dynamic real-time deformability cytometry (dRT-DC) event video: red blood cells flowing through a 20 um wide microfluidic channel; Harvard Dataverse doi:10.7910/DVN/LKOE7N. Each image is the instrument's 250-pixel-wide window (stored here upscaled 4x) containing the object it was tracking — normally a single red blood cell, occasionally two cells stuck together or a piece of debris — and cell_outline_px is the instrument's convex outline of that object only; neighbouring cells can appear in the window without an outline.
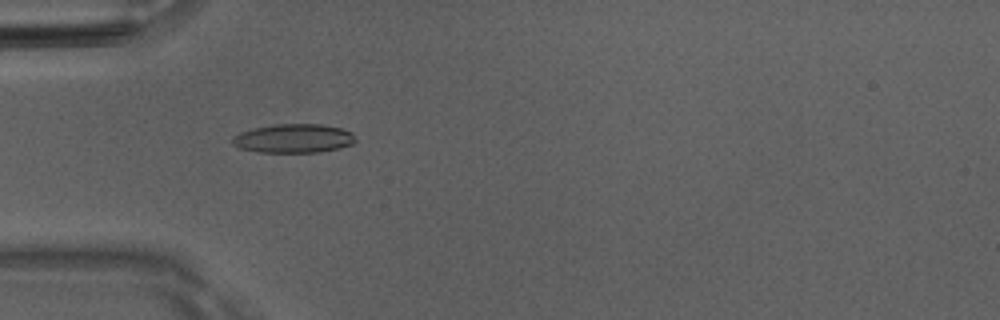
{"species": "Egyptian fruit bat (a non-hibernating species)", "species_latin": "Rousettus aegyptiacus", "temperature_condition": "room temperature", "stored_images_in_passage": 51, "camera_frame_rate_fps": 3000, "um_per_image_px": 0.085, "animal": {"sex": "male"}, "frame": {"image": 1, "passage_image": 16, "time_ms": 5.0, "image_size_px": [1000, 320], "cell_outline_px": [[356, 140], [352, 144], [340, 148], [320, 152], [260, 152], [240, 148], [232, 144], [232, 136], [240, 132], [252, 128], [276, 124], [324, 124], [340, 128], [352, 132]], "centroid_in_image_um": [24.95, 11.76], "position_along_channel_um": 60.0, "area_um2": 20.81}}
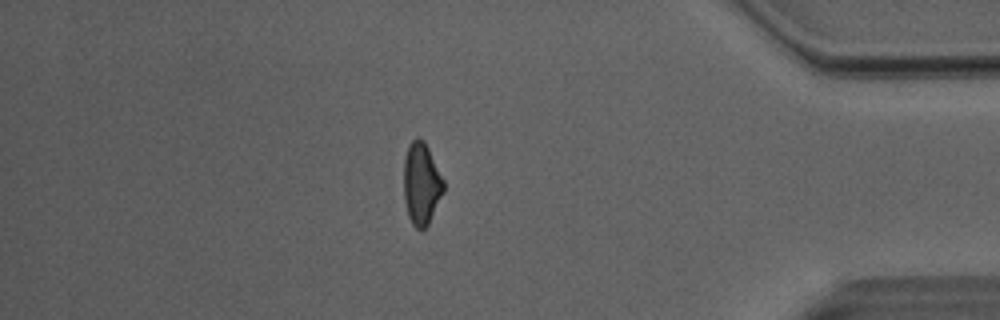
{"frame": {"image": 2, "passage_image": 44, "time_ms": 14.333, "image_size_px": [1000, 320], "cell_outline_px": [[444, 192], [428, 224], [424, 228], [416, 228], [412, 224], [408, 216], [404, 200], [404, 160], [408, 144], [416, 136], [420, 136], [424, 140], [444, 180]], "centroid_in_image_um": [35.81, 15.58], "position_along_channel_um": 399.4, "area_um2": 19.13}}
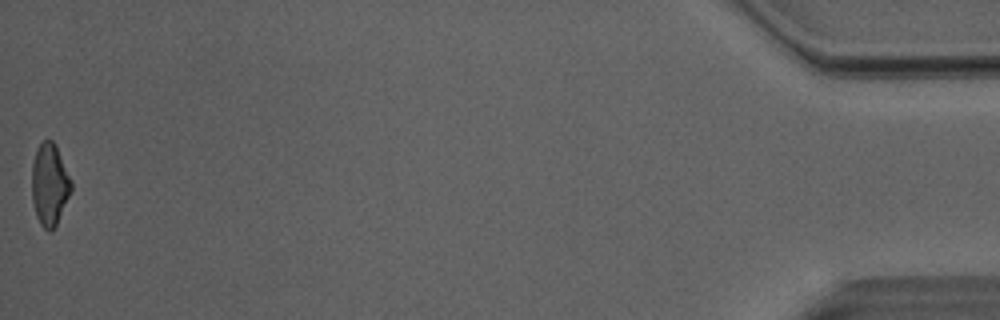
{"frame": {"image": 3, "passage_image": 51, "time_ms": 16.667, "image_size_px": [1000, 320], "cell_outline_px": [[72, 188], [56, 224], [48, 232], [40, 224], [36, 216], [32, 200], [32, 164], [40, 140], [52, 140], [56, 144], [72, 180]], "centroid_in_image_um": [4.21, 15.64], "position_along_channel_um": 431.0, "area_um2": 18.79}, "authors_computed_cell_mechanics": {"area_um2": 19.5942, "velocity_mm_per_s": 4.0611, "shape_relaxation_time_tau1_ms": 5.7942, "shape_relaxation_time_tau2_ms": 2.8502, "deformation_change_tau1": 0.1691, "deformation_change_tau2": 0.1013}}